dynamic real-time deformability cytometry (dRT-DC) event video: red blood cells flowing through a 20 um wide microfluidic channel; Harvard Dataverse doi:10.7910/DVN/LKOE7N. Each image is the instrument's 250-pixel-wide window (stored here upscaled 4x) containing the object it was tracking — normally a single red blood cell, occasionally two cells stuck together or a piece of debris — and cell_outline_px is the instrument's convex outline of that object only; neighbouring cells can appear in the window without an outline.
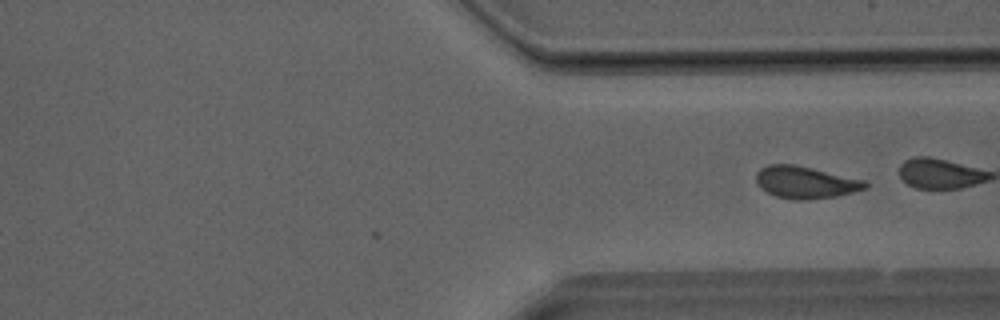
{"species": "Egyptian fruit bat (a non-hibernating species)", "species_latin": "Rousettus aegyptiacus", "temperature_condition": "room temperature", "stored_images_in_passage": 28, "camera_frame_rate_fps": 3000, "um_per_image_px": 0.085, "animal": {"sex": "male"}, "frame": {"image": 1, "passage_image": 28, "time_ms": 9.0, "image_size_px": [1000, 320], "cell_outline_px": [[868, 188], [836, 196], [808, 200], [792, 200], [776, 196], [760, 188], [756, 180], [756, 172], [760, 168], [768, 164], [792, 164], [864, 180], [868, 184]], "centroid_in_image_um": [68.43, 15.51], "position_along_channel_um": 343.0, "area_um2": 20.29}}